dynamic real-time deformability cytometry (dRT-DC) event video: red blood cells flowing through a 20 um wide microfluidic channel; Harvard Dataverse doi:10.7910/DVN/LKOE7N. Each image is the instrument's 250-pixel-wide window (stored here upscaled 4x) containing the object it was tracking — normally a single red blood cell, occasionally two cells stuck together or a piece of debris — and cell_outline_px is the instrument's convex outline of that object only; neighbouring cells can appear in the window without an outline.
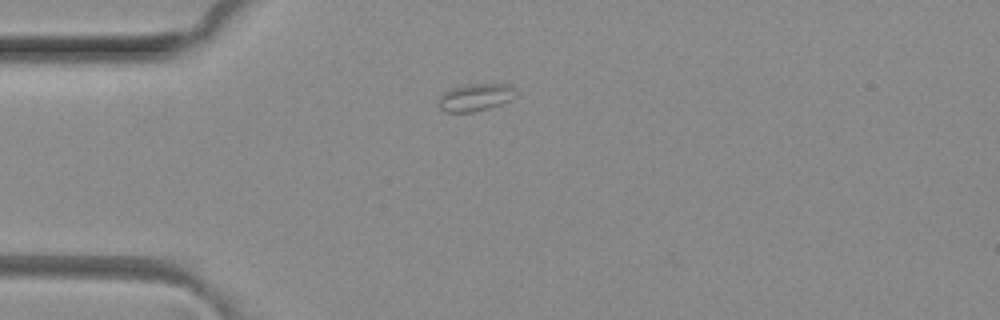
{"species": "common noctule bat (a hibernating species)", "species_latin": "Nyctalus noctula", "temperature_condition": "room temperature", "stored_images_in_passage": 3, "camera_frame_rate_fps": 3000, "um_per_image_px": 0.085, "animal": {"sex": "female", "body_mass_g": 29.2, "forearm_length_mm": 56.3}, "frame": {"image": 1, "passage_image": 1, "time_ms": 0.0, "image_size_px": [1000, 320], "cell_outline_px": [[512, 88], [508, 100], [500, 104], [488, 108], [472, 112], [444, 112], [440, 108], [440, 96], [444, 92], [452, 88], [468, 84], [512, 84]], "centroid_in_image_um": [40.32, 8.27], "position_along_channel_um": 44.7, "area_um2": 11.79}}